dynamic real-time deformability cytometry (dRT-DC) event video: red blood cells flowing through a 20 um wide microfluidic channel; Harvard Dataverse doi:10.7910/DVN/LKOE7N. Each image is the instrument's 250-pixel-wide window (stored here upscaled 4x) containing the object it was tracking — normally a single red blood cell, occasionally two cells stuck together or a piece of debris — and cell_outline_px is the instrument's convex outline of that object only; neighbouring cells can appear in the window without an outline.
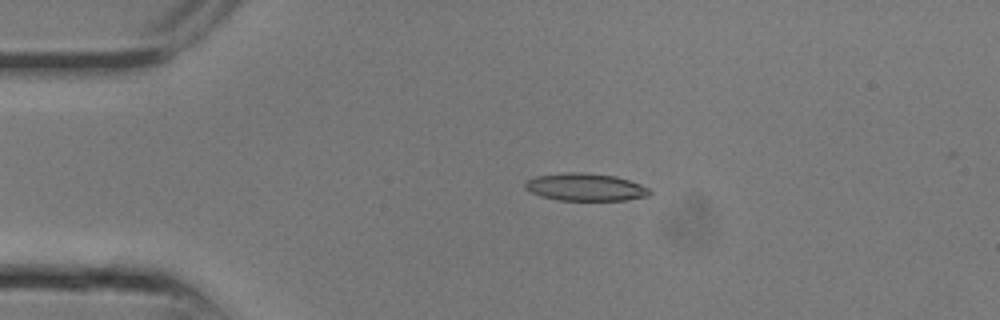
{"species": "common noctule bat (a hibernating species)", "species_latin": "Nyctalus noctula", "temperature_condition": "room temperature", "stored_images_in_passage": 7, "camera_frame_rate_fps": 3000, "um_per_image_px": 0.085, "animal": {"sex": "male", "body_mass_g": 13.3}, "frame": {"image": 1, "passage_image": 5, "time_ms": 1.333, "image_size_px": [1000, 320], "cell_outline_px": [[652, 192], [648, 196], [624, 200], [560, 200], [540, 196], [524, 188], [524, 184], [528, 180], [536, 176], [564, 172], [584, 172], [616, 176], [640, 184], [648, 188]], "centroid_in_image_um": [49.75, 15.9], "position_along_channel_um": 35.2, "area_um2": 19.94}}